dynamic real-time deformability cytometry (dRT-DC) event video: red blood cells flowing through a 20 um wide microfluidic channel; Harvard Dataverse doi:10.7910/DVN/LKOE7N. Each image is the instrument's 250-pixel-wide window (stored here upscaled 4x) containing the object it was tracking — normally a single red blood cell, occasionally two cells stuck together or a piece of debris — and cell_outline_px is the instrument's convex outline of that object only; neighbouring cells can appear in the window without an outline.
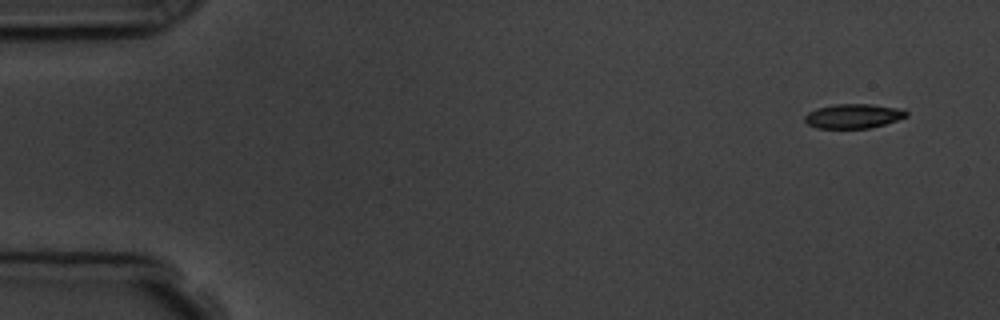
{"species": "common noctule bat (a hibernating species)", "species_latin": "Nyctalus noctula", "temperature_condition": "room temperature", "stored_images_in_passage": 4, "camera_frame_rate_fps": 3000, "um_per_image_px": 0.085, "animal": {"sex": "male", "body_mass_g": 19.5, "forearm_length_mm": 54.6}, "frame": {"image": 1, "passage_image": 1, "time_ms": 0.0, "image_size_px": [1000, 320], "cell_outline_px": [[908, 116], [884, 124], [868, 128], [816, 128], [808, 124], [804, 120], [804, 116], [808, 112], [816, 108], [836, 104], [872, 104], [904, 108], [908, 112]], "centroid_in_image_um": [72.55, 9.85], "position_along_channel_um": 12.5, "area_um2": 14.57}}
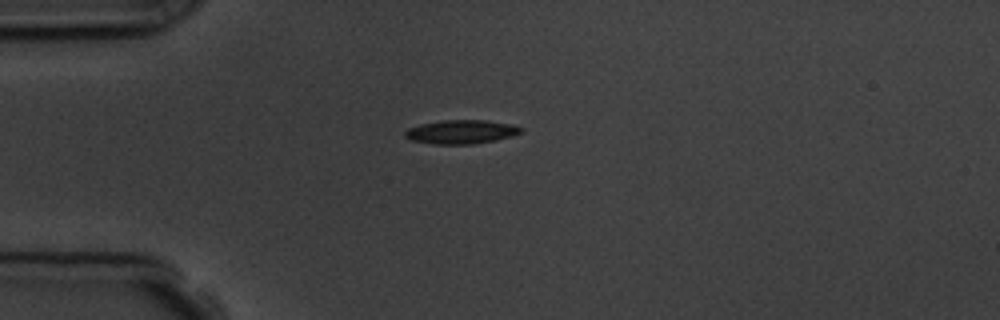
{"frame": {"image": 2, "passage_image": 4, "time_ms": 3.667, "image_size_px": [1000, 320], "cell_outline_px": [[524, 132], [512, 136], [496, 140], [472, 144], [432, 144], [412, 140], [404, 136], [404, 132], [408, 128], [424, 124], [444, 120], [488, 120], [512, 124], [524, 128]], "centroid_in_image_um": [39.27, 11.21], "position_along_channel_um": 45.7, "area_um2": 16.13}}